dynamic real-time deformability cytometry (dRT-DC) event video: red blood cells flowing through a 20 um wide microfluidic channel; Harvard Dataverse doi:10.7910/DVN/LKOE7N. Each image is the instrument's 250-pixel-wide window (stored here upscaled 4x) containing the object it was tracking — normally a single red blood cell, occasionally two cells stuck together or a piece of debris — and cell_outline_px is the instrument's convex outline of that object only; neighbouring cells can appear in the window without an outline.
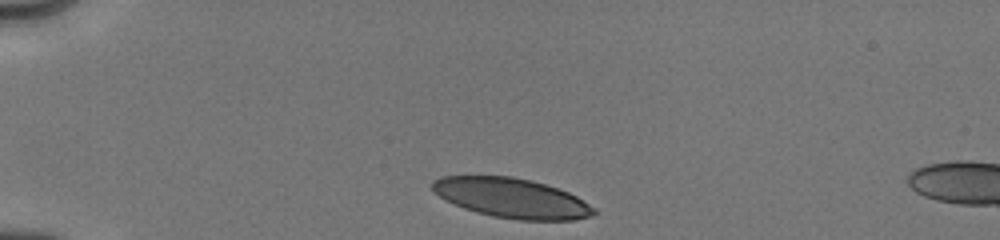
{"species": "human", "species_latin": "Homo sapiens", "temperature_condition": "cold", "stored_images_in_passage": 18, "camera_frame_rate_fps": 3000, "um_per_image_px": 0.085, "donor": {"sex": "male"}, "frame": {"image": 1, "passage_image": 1, "time_ms": 0.0, "image_size_px": [1000, 240], "cell_outline_px": [[596, 212], [592, 216], [572, 220], [516, 220], [492, 216], [476, 212], [464, 208], [440, 196], [432, 188], [432, 180], [440, 176], [512, 176], [532, 180], [568, 192], [576, 196], [596, 208]], "centroid_in_image_um": [43.52, 16.83], "position_along_channel_um": 41.5, "area_um2": 37.22}}
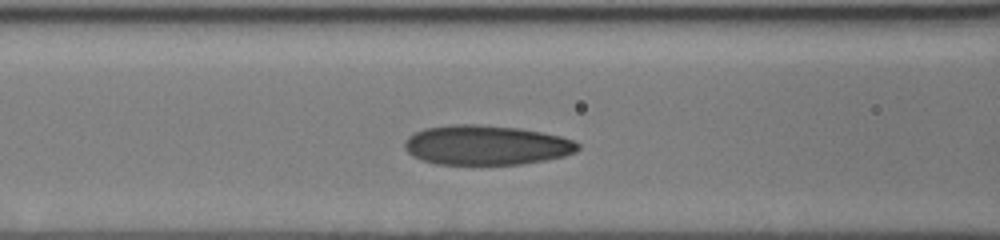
{"frame": {"image": 2, "passage_image": 14, "time_ms": 3.333, "image_size_px": [1000, 240], "cell_outline_px": [[580, 148], [576, 152], [564, 156], [544, 160], [520, 164], [436, 164], [420, 160], [412, 156], [404, 148], [404, 140], [408, 136], [424, 128], [452, 124], [480, 124], [520, 128], [560, 136], [572, 140], [580, 144]], "centroid_in_image_um": [41.3, 12.33], "position_along_channel_um": 125.3, "area_um2": 40.23}}
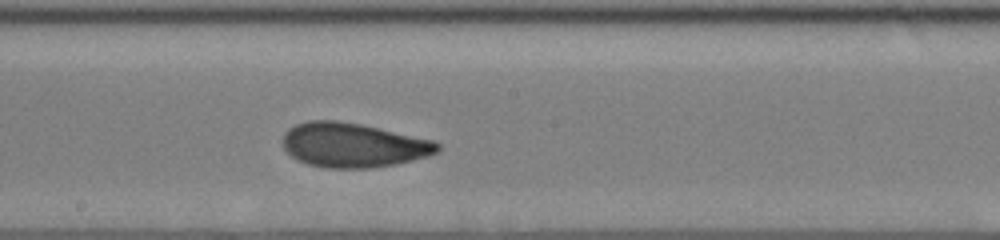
{"frame": {"image": 3, "passage_image": 18, "time_ms": 5.667, "image_size_px": [1000, 240], "cell_outline_px": [[440, 152], [428, 156], [396, 164], [372, 168], [324, 168], [308, 164], [292, 156], [284, 148], [280, 140], [284, 132], [288, 128], [296, 124], [308, 120], [336, 120], [360, 124], [432, 140], [440, 144]], "centroid_in_image_um": [29.99, 12.33], "position_along_channel_um": 218.2, "area_um2": 40.17}}